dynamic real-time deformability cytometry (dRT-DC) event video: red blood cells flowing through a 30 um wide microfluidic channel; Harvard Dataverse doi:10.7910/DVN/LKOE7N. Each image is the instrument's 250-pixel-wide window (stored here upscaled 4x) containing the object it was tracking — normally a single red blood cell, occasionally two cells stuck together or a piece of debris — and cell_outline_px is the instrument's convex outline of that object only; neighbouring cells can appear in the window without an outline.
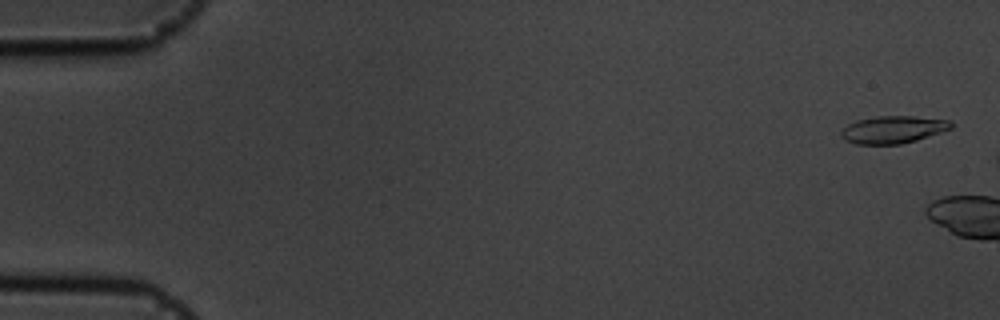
{"species": "common noctule bat (a hibernating species)", "species_latin": "Nyctalus noctula", "temperature_condition": "cold", "stored_images_in_passage": 6, "camera_frame_rate_fps": 3000, "um_per_image_px": 0.085, "animal": {"sex": "male", "body_mass_g": 19.5, "forearm_length_mm": 54.6}, "frame": {"image": 1, "passage_image": 2, "time_ms": 0.333, "image_size_px": [1000, 320], "cell_outline_px": [[952, 128], [916, 140], [900, 144], [856, 144], [844, 140], [840, 136], [840, 132], [848, 124], [856, 120], [876, 116], [912, 116], [952, 120]], "centroid_in_image_um": [75.88, 11.01], "position_along_channel_um": 9.1, "area_um2": 17.57}}